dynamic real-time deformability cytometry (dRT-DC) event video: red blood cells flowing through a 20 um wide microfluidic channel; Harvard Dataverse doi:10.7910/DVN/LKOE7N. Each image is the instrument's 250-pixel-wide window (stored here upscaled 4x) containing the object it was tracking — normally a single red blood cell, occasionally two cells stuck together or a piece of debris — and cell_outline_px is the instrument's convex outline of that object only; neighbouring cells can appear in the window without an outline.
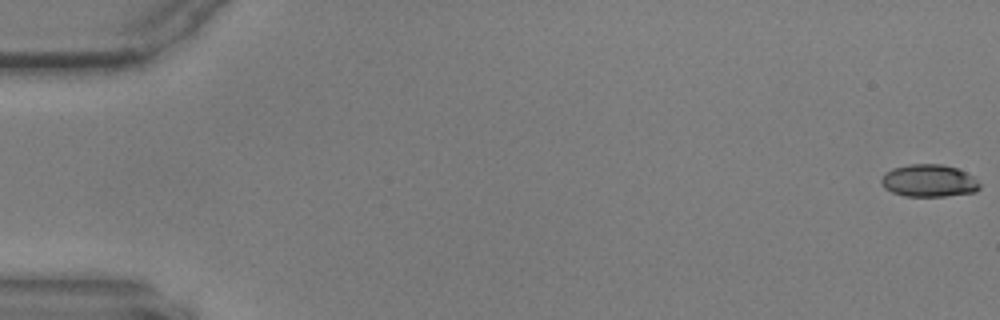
{"species": "common noctule bat (a hibernating species)", "species_latin": "Nyctalus noctula", "temperature_condition": "warm", "stored_images_in_passage": 59, "camera_frame_rate_fps": 3000, "um_per_image_px": 0.085, "animal": {"sex": "male", "body_mass_g": 17.9, "forearm_length_mm": 54.2}, "frame": {"image": 1, "passage_image": 1, "time_ms": 0.0, "image_size_px": [1000, 320], "cell_outline_px": [[980, 188], [976, 192], [944, 196], [904, 196], [892, 192], [884, 188], [880, 180], [884, 172], [892, 168], [908, 164], [940, 164], [956, 168], [972, 176], [980, 184]], "centroid_in_image_um": [78.92, 15.36], "position_along_channel_um": 6.1, "area_um2": 18.61}}
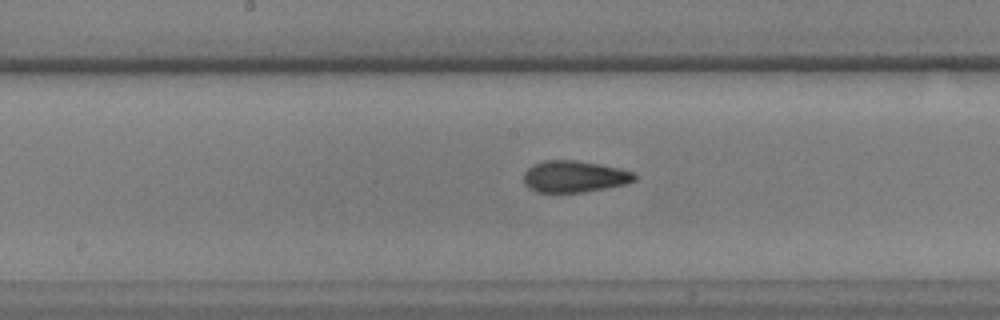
{"frame": {"image": 2, "passage_image": 31, "time_ms": 10.0, "image_size_px": [1000, 320], "cell_outline_px": [[636, 180], [628, 184], [584, 192], [536, 192], [528, 188], [524, 184], [524, 172], [532, 164], [544, 160], [576, 160], [600, 164], [620, 168], [636, 172]], "centroid_in_image_um": [48.84, 15.0], "position_along_channel_um": 199.4, "area_um2": 20.75}}
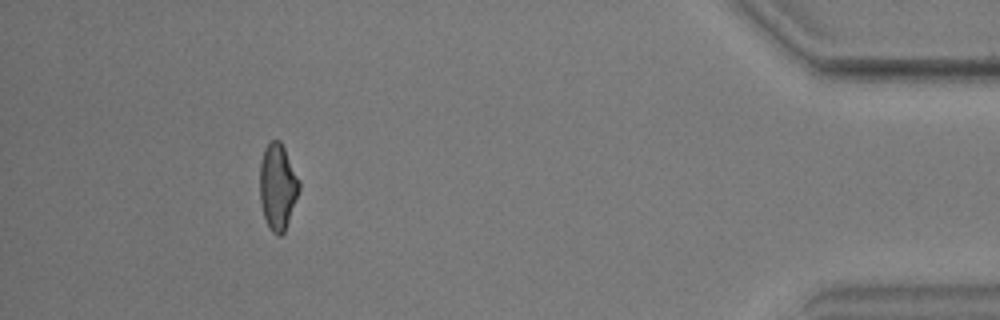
{"frame": {"image": 3, "passage_image": 54, "time_ms": 17.667, "image_size_px": [1000, 320], "cell_outline_px": [[300, 188], [284, 232], [280, 236], [276, 236], [272, 232], [264, 216], [260, 200], [260, 164], [264, 148], [272, 140], [280, 140], [300, 180]], "centroid_in_image_um": [23.6, 15.86], "position_along_channel_um": 411.6, "area_um2": 19.54}}